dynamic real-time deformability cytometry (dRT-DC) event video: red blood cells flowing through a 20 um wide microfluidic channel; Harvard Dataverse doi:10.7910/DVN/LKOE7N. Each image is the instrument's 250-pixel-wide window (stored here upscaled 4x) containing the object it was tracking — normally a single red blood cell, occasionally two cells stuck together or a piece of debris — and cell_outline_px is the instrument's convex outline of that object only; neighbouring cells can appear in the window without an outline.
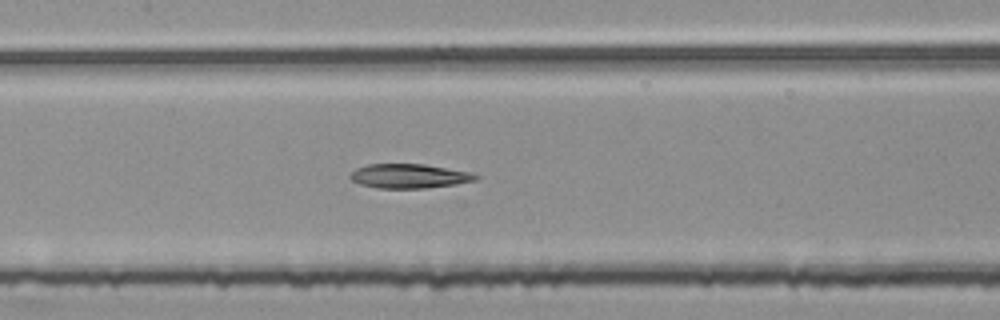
{"species": "common noctule bat (a hibernating species)", "species_latin": "Nyctalus noctula", "temperature_condition": "room temperature", "stored_images_in_passage": 54, "segment_of_instrument_passage": [2, 2], "camera_frame_rate_fps": 3000, "um_per_image_px": 0.085, "animal": {"sex": "female", "body_mass_g": 25.1}, "frame": {"image": 1, "passage_image": 26, "time_ms": 8.333, "image_size_px": [1000, 320], "cell_outline_px": [[480, 176], [476, 180], [456, 184], [424, 188], [376, 188], [360, 184], [352, 180], [348, 176], [356, 168], [368, 164], [424, 164], [472, 172]], "centroid_in_image_um": [34.78, 14.96], "position_along_channel_um": 172.6, "area_um2": 17.8}}
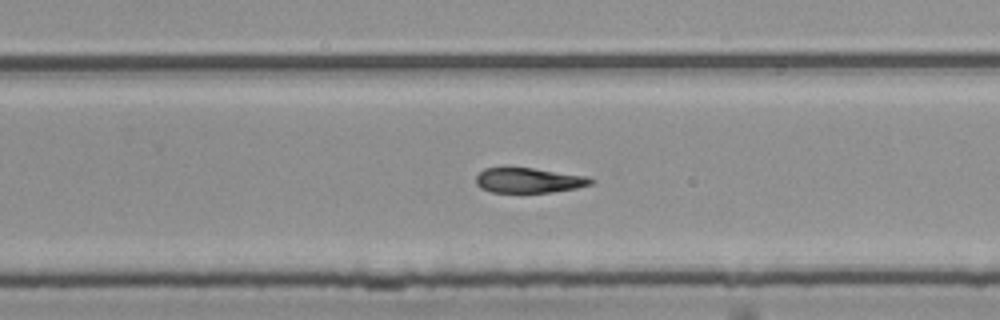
{"frame": {"image": 2, "passage_image": 35, "time_ms": 11.333, "image_size_px": [1000, 320], "cell_outline_px": [[596, 180], [592, 184], [576, 188], [552, 192], [492, 192], [480, 188], [476, 184], [476, 176], [484, 168], [532, 168], [588, 176]], "centroid_in_image_um": [44.97, 15.33], "position_along_channel_um": 284.8, "area_um2": 16.7}}
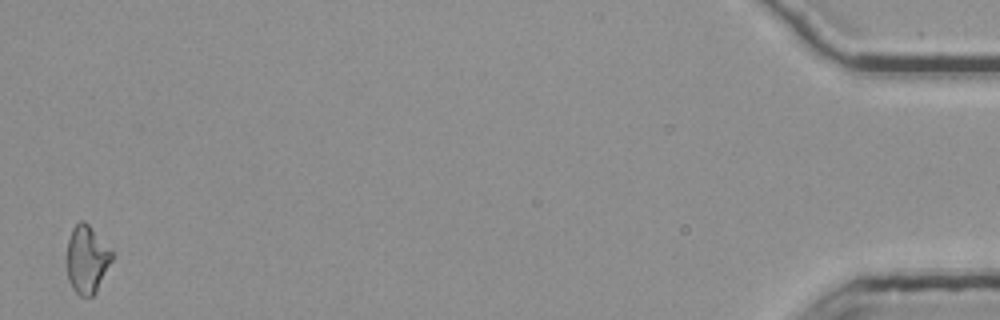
{"frame": {"image": 3, "passage_image": 54, "time_ms": 17.667, "image_size_px": [1000, 320], "cell_outline_px": [[112, 260], [96, 292], [92, 296], [80, 296], [72, 288], [68, 280], [68, 240], [72, 228], [80, 220], [84, 220], [88, 224], [112, 252]], "centroid_in_image_um": [7.38, 22.06], "position_along_channel_um": 427.8, "area_um2": 17.4}}